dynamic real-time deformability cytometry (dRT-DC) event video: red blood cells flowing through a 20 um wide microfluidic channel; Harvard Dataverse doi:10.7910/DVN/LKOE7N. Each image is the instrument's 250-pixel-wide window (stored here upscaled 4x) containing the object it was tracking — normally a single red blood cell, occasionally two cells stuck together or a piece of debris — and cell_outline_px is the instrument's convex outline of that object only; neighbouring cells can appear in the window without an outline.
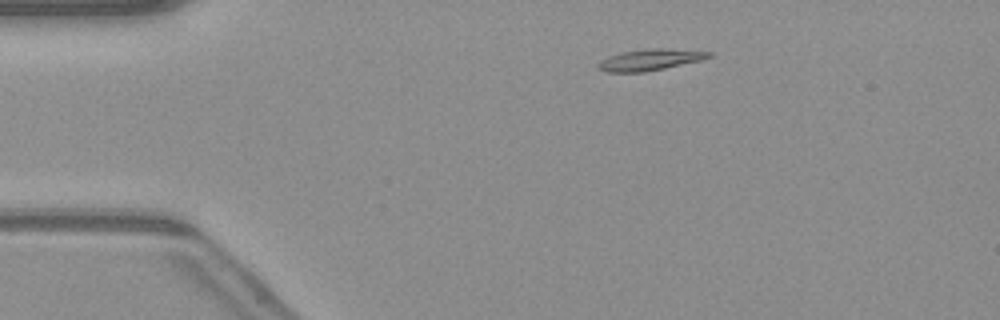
{"species": "common noctule bat (a hibernating species)", "species_latin": "Nyctalus noctula", "temperature_condition": "warm", "stored_images_in_passage": 44, "camera_frame_rate_fps": 3000, "um_per_image_px": 0.085, "animal": {"sex": "male", "body_mass_g": 23.1, "forearm_length_mm": 52.7}, "frame": {"image": 1, "passage_image": 3, "time_ms": 0.667, "image_size_px": [1000, 320], "cell_outline_px": [[712, 56], [700, 60], [664, 68], [644, 72], [604, 72], [596, 68], [596, 64], [608, 56], [620, 52], [652, 48], [656, 48], [712, 52]], "centroid_in_image_um": [55.17, 5.09], "position_along_channel_um": 29.8, "area_um2": 13.58}}
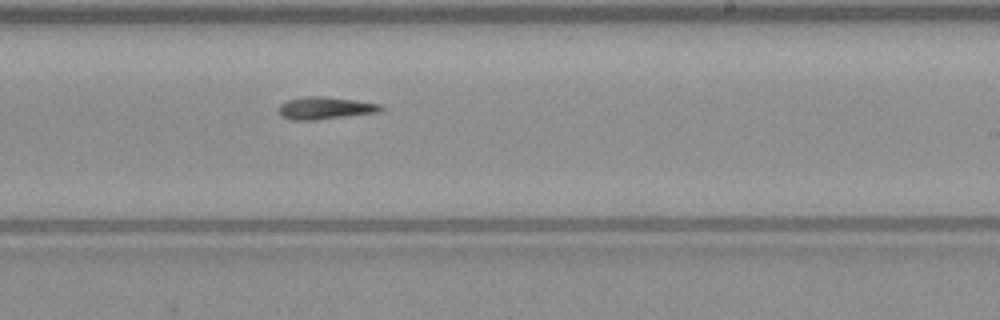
{"frame": {"image": 2, "passage_image": 24, "time_ms": 7.667, "image_size_px": [1000, 320], "cell_outline_px": [[384, 108], [380, 112], [312, 120], [292, 120], [280, 116], [280, 104], [288, 100], [308, 96], [324, 96], [356, 100], [380, 104]], "centroid_in_image_um": [27.65, 9.18], "position_along_channel_um": 261.3, "area_um2": 13.18}}
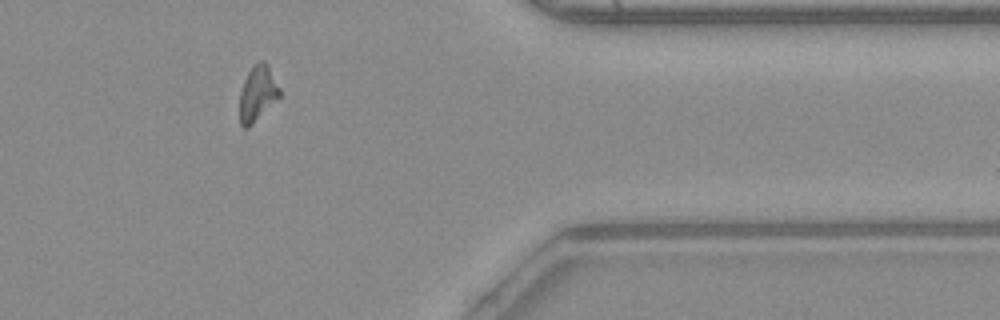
{"frame": {"image": 3, "passage_image": 35, "time_ms": 11.333, "image_size_px": [1000, 320], "cell_outline_px": [[280, 96], [248, 128], [244, 128], [240, 124], [240, 92], [244, 80], [248, 72], [260, 60], [264, 60], [268, 64], [280, 88]], "centroid_in_image_um": [21.89, 7.93], "position_along_channel_um": 389.5, "area_um2": 12.72}, "authors_computed_cell_mechanics": {"area_um2": 13.005, "velocity_mm_per_s": 4.101, "shape_relaxation_time_tau1_ms": 3.9387, "shape_relaxation_time_tau2_ms": 4.202, "deformation_change_tau1": 0.1917, "deformation_change_tau2": 0.1593}}